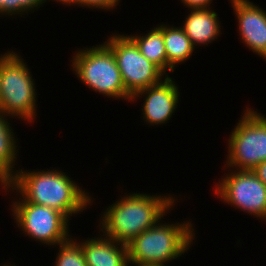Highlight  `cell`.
I'll return each instance as SVG.
<instances>
[{"label":"cell","mask_w":266,"mask_h":266,"mask_svg":"<svg viewBox=\"0 0 266 266\" xmlns=\"http://www.w3.org/2000/svg\"><path fill=\"white\" fill-rule=\"evenodd\" d=\"M162 33L167 55V72L173 73L176 65L186 62L192 56L195 47L180 26L162 24Z\"/></svg>","instance_id":"14"},{"label":"cell","mask_w":266,"mask_h":266,"mask_svg":"<svg viewBox=\"0 0 266 266\" xmlns=\"http://www.w3.org/2000/svg\"><path fill=\"white\" fill-rule=\"evenodd\" d=\"M87 266H128V246L104 235L79 243Z\"/></svg>","instance_id":"12"},{"label":"cell","mask_w":266,"mask_h":266,"mask_svg":"<svg viewBox=\"0 0 266 266\" xmlns=\"http://www.w3.org/2000/svg\"><path fill=\"white\" fill-rule=\"evenodd\" d=\"M72 70L78 79L108 98L130 100L112 50L104 43L75 51Z\"/></svg>","instance_id":"5"},{"label":"cell","mask_w":266,"mask_h":266,"mask_svg":"<svg viewBox=\"0 0 266 266\" xmlns=\"http://www.w3.org/2000/svg\"><path fill=\"white\" fill-rule=\"evenodd\" d=\"M252 171L266 185V161L258 164Z\"/></svg>","instance_id":"21"},{"label":"cell","mask_w":266,"mask_h":266,"mask_svg":"<svg viewBox=\"0 0 266 266\" xmlns=\"http://www.w3.org/2000/svg\"><path fill=\"white\" fill-rule=\"evenodd\" d=\"M160 221L127 244L129 264L165 266L179 259L193 245L196 233L191 221L174 224Z\"/></svg>","instance_id":"3"},{"label":"cell","mask_w":266,"mask_h":266,"mask_svg":"<svg viewBox=\"0 0 266 266\" xmlns=\"http://www.w3.org/2000/svg\"><path fill=\"white\" fill-rule=\"evenodd\" d=\"M238 22L240 39L266 60V11L250 0H230Z\"/></svg>","instance_id":"11"},{"label":"cell","mask_w":266,"mask_h":266,"mask_svg":"<svg viewBox=\"0 0 266 266\" xmlns=\"http://www.w3.org/2000/svg\"><path fill=\"white\" fill-rule=\"evenodd\" d=\"M176 200L172 195L151 196L132 192L113 202L104 211L101 215L102 221H99V230L104 236L127 245L162 220L176 204Z\"/></svg>","instance_id":"2"},{"label":"cell","mask_w":266,"mask_h":266,"mask_svg":"<svg viewBox=\"0 0 266 266\" xmlns=\"http://www.w3.org/2000/svg\"><path fill=\"white\" fill-rule=\"evenodd\" d=\"M145 100L142 104L143 119L147 125H163L172 117L179 104L180 92L177 84L168 75L163 80L144 90L137 92L132 98H142Z\"/></svg>","instance_id":"10"},{"label":"cell","mask_w":266,"mask_h":266,"mask_svg":"<svg viewBox=\"0 0 266 266\" xmlns=\"http://www.w3.org/2000/svg\"><path fill=\"white\" fill-rule=\"evenodd\" d=\"M57 246L59 252L56 253L54 266H87L82 248L76 239L70 237Z\"/></svg>","instance_id":"17"},{"label":"cell","mask_w":266,"mask_h":266,"mask_svg":"<svg viewBox=\"0 0 266 266\" xmlns=\"http://www.w3.org/2000/svg\"><path fill=\"white\" fill-rule=\"evenodd\" d=\"M11 207L16 226L35 241L55 248L70 238L68 222L71 218L68 219L60 211L26 202L21 196Z\"/></svg>","instance_id":"8"},{"label":"cell","mask_w":266,"mask_h":266,"mask_svg":"<svg viewBox=\"0 0 266 266\" xmlns=\"http://www.w3.org/2000/svg\"><path fill=\"white\" fill-rule=\"evenodd\" d=\"M120 0H80V3L78 6L82 7H89V8H100V9H106L111 10L115 9L117 5H119Z\"/></svg>","instance_id":"19"},{"label":"cell","mask_w":266,"mask_h":266,"mask_svg":"<svg viewBox=\"0 0 266 266\" xmlns=\"http://www.w3.org/2000/svg\"><path fill=\"white\" fill-rule=\"evenodd\" d=\"M104 43L116 58L123 85L131 98L137 92L158 84L162 78L167 77L158 66L141 54L128 35L114 33Z\"/></svg>","instance_id":"7"},{"label":"cell","mask_w":266,"mask_h":266,"mask_svg":"<svg viewBox=\"0 0 266 266\" xmlns=\"http://www.w3.org/2000/svg\"><path fill=\"white\" fill-rule=\"evenodd\" d=\"M47 0H3L1 16L24 15L43 6Z\"/></svg>","instance_id":"18"},{"label":"cell","mask_w":266,"mask_h":266,"mask_svg":"<svg viewBox=\"0 0 266 266\" xmlns=\"http://www.w3.org/2000/svg\"><path fill=\"white\" fill-rule=\"evenodd\" d=\"M189 9H209L213 0H181Z\"/></svg>","instance_id":"20"},{"label":"cell","mask_w":266,"mask_h":266,"mask_svg":"<svg viewBox=\"0 0 266 266\" xmlns=\"http://www.w3.org/2000/svg\"><path fill=\"white\" fill-rule=\"evenodd\" d=\"M3 5V0H0V14H1V6Z\"/></svg>","instance_id":"23"},{"label":"cell","mask_w":266,"mask_h":266,"mask_svg":"<svg viewBox=\"0 0 266 266\" xmlns=\"http://www.w3.org/2000/svg\"><path fill=\"white\" fill-rule=\"evenodd\" d=\"M5 54H6V53H4V54H1V55H0V59H1V58H2V57L5 55Z\"/></svg>","instance_id":"24"},{"label":"cell","mask_w":266,"mask_h":266,"mask_svg":"<svg viewBox=\"0 0 266 266\" xmlns=\"http://www.w3.org/2000/svg\"><path fill=\"white\" fill-rule=\"evenodd\" d=\"M23 58L7 51L0 59V111L9 118L34 122L37 109L35 81Z\"/></svg>","instance_id":"4"},{"label":"cell","mask_w":266,"mask_h":266,"mask_svg":"<svg viewBox=\"0 0 266 266\" xmlns=\"http://www.w3.org/2000/svg\"><path fill=\"white\" fill-rule=\"evenodd\" d=\"M226 169L230 172L214 185V194L224 204L266 221V185L252 170Z\"/></svg>","instance_id":"9"},{"label":"cell","mask_w":266,"mask_h":266,"mask_svg":"<svg viewBox=\"0 0 266 266\" xmlns=\"http://www.w3.org/2000/svg\"><path fill=\"white\" fill-rule=\"evenodd\" d=\"M181 28L190 38L192 44L207 45L215 41L221 33L218 14L209 9H190L185 22Z\"/></svg>","instance_id":"13"},{"label":"cell","mask_w":266,"mask_h":266,"mask_svg":"<svg viewBox=\"0 0 266 266\" xmlns=\"http://www.w3.org/2000/svg\"><path fill=\"white\" fill-rule=\"evenodd\" d=\"M54 1L60 2L63 5H69V6L79 5L80 3V0H54Z\"/></svg>","instance_id":"22"},{"label":"cell","mask_w":266,"mask_h":266,"mask_svg":"<svg viewBox=\"0 0 266 266\" xmlns=\"http://www.w3.org/2000/svg\"><path fill=\"white\" fill-rule=\"evenodd\" d=\"M142 35V36H141ZM128 35L138 46L141 54L167 74V55L164 45L162 25L152 28L147 34Z\"/></svg>","instance_id":"16"},{"label":"cell","mask_w":266,"mask_h":266,"mask_svg":"<svg viewBox=\"0 0 266 266\" xmlns=\"http://www.w3.org/2000/svg\"><path fill=\"white\" fill-rule=\"evenodd\" d=\"M243 113L231 130L225 167L253 170L266 161V117L253 108L246 107Z\"/></svg>","instance_id":"6"},{"label":"cell","mask_w":266,"mask_h":266,"mask_svg":"<svg viewBox=\"0 0 266 266\" xmlns=\"http://www.w3.org/2000/svg\"><path fill=\"white\" fill-rule=\"evenodd\" d=\"M16 171L8 183L1 185L2 190H16V195L19 193L26 202L58 210L68 219L93 202L91 195L62 170L25 171L22 168Z\"/></svg>","instance_id":"1"},{"label":"cell","mask_w":266,"mask_h":266,"mask_svg":"<svg viewBox=\"0 0 266 266\" xmlns=\"http://www.w3.org/2000/svg\"><path fill=\"white\" fill-rule=\"evenodd\" d=\"M8 119L0 111V185L8 183L17 172L13 168L17 165L18 144Z\"/></svg>","instance_id":"15"}]
</instances>
